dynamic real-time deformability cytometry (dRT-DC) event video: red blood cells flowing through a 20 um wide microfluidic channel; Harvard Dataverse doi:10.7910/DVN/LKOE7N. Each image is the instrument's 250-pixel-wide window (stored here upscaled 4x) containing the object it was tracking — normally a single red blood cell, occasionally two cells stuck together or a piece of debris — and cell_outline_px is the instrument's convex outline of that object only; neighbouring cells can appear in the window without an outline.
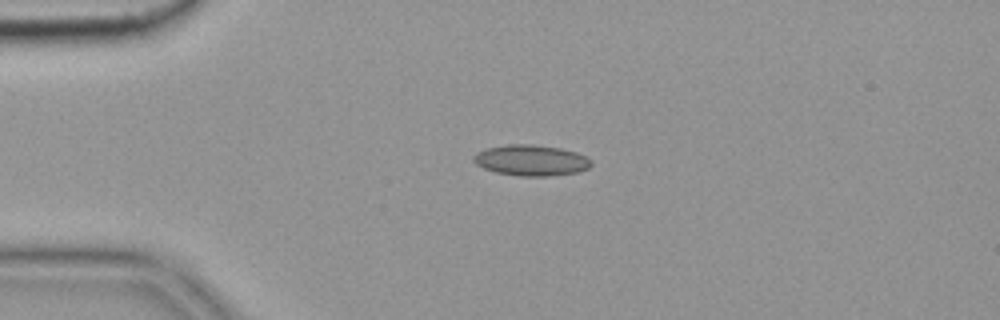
{"species": "common noctule bat (a hibernating species)", "species_latin": "Nyctalus noctula", "temperature_condition": "cold", "stored_images_in_passage": 4, "camera_frame_rate_fps": 3000, "um_per_image_px": 0.085, "animal": {"sex": "female", "body_mass_g": 19.9}, "frame": {"image": 1, "passage_image": 3, "time_ms": 0.667, "image_size_px": [1000, 320], "cell_outline_px": [[592, 164], [588, 168], [580, 172], [548, 176], [520, 176], [496, 172], [484, 168], [476, 164], [472, 160], [472, 156], [476, 152], [488, 148], [508, 144], [532, 144], [560, 148], [576, 152], [592, 160]], "centroid_in_image_um": [45.14, 13.63], "position_along_channel_um": 39.9, "area_um2": 21.21}}